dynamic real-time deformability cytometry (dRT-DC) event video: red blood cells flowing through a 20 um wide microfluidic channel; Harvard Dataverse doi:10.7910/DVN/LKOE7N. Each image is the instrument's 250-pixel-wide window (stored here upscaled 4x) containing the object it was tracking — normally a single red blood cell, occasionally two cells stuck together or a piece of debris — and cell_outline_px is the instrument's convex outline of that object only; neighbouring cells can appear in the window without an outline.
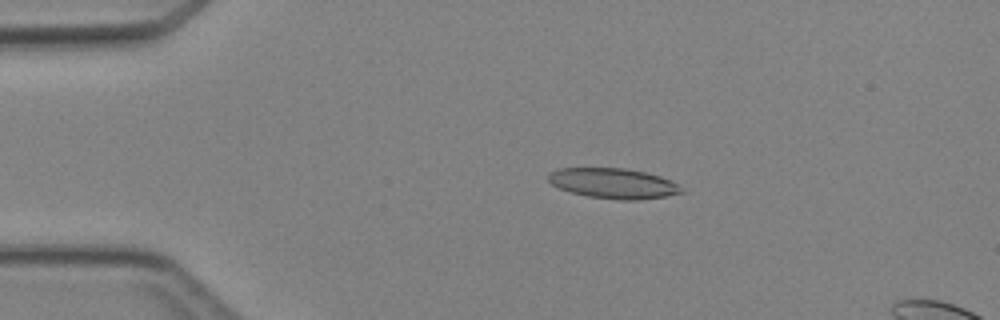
{"species": "Egyptian fruit bat (a non-hibernating species)", "species_latin": "Rousettus aegyptiacus", "temperature_condition": "cold", "stored_images_in_passage": 4, "segment_of_instrument_passage": [1, 2], "camera_frame_rate_fps": 3000, "um_per_image_px": 0.085, "animal": {"sex": "female"}, "frame": {"image": 1, "passage_image": 2, "time_ms": 1.333, "image_size_px": [1000, 320], "cell_outline_px": [[684, 192], [664, 196], [640, 200], [620, 200], [588, 196], [572, 192], [560, 188], [552, 184], [548, 180], [548, 176], [556, 168], [624, 168], [644, 172], [660, 176], [672, 180]], "centroid_in_image_um": [52.13, 15.58], "position_along_channel_um": 32.9, "area_um2": 23.24}}